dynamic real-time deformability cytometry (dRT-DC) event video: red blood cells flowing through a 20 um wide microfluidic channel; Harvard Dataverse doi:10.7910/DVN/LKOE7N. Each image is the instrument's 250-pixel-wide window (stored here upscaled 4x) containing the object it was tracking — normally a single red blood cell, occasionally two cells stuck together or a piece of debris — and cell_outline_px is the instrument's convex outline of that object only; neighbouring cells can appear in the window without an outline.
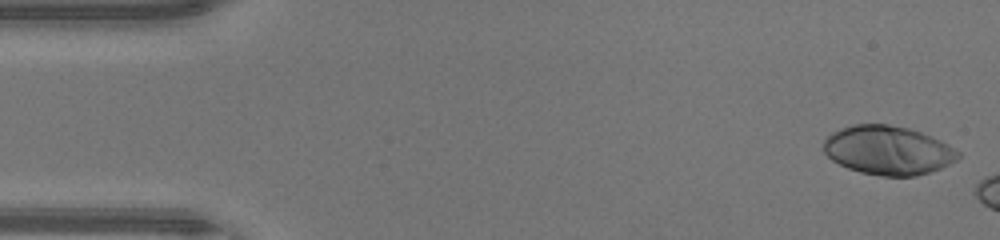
{"species": "human", "species_latin": "Homo sapiens", "temperature_condition": "warm", "stored_images_in_passage": 13, "camera_frame_rate_fps": 3000, "um_per_image_px": 0.085, "donor": {"sex": "male"}, "frame": {"image": 1, "passage_image": 1, "time_ms": 0.0, "image_size_px": [1000, 240], "cell_outline_px": [[960, 156], [956, 160], [940, 168], [916, 176], [884, 176], [860, 172], [848, 168], [832, 160], [824, 152], [824, 140], [832, 132], [840, 128], [852, 124], [888, 124], [908, 128], [932, 136], [948, 144], [960, 152]], "centroid_in_image_um": [75.47, 12.76], "position_along_channel_um": 9.5, "area_um2": 38.26}}